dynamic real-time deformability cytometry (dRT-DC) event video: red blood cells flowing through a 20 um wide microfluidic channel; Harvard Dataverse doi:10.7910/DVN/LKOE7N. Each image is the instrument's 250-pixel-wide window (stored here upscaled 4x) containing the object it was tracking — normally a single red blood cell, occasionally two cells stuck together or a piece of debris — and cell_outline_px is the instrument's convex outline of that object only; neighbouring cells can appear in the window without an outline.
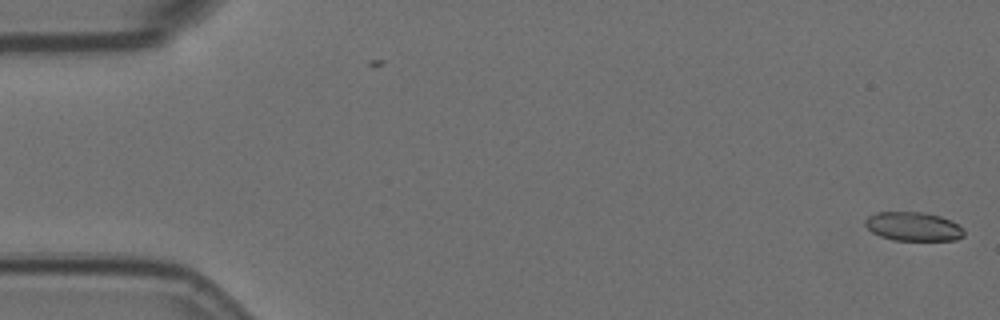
{"species": "Egyptian fruit bat (a non-hibernating species)", "species_latin": "Rousettus aegyptiacus", "temperature_condition": "room temperature", "stored_images_in_passage": 57, "camera_frame_rate_fps": 3000, "um_per_image_px": 0.085, "animal": {"sex": "female"}, "frame": {"image": 1, "passage_image": 1, "time_ms": 0.0, "image_size_px": [1000, 320], "cell_outline_px": [[964, 236], [956, 240], [892, 240], [880, 236], [872, 232], [864, 224], [864, 220], [868, 216], [876, 212], [920, 212], [940, 216], [964, 228]], "centroid_in_image_um": [77.6, 19.25], "position_along_channel_um": 7.4, "area_um2": 16.59}}
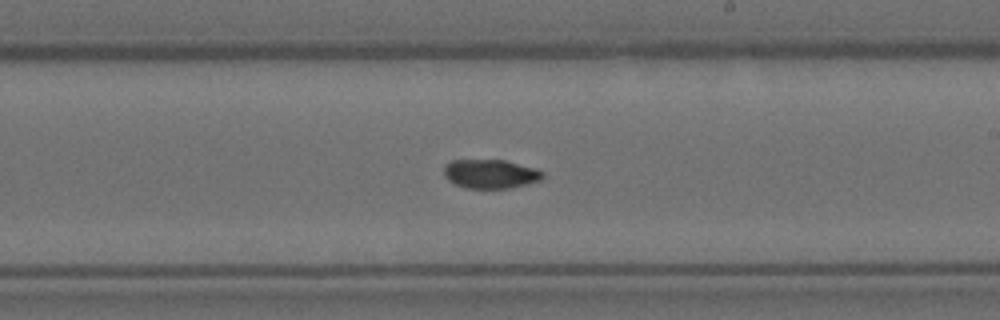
{"frame": {"image": 2, "passage_image": 33, "time_ms": 10.667, "image_size_px": [1000, 320], "cell_outline_px": [[544, 180], [508, 188], [464, 188], [448, 180], [444, 176], [444, 164], [452, 160], [504, 160], [536, 168], [544, 172]], "centroid_in_image_um": [41.7, 14.78], "position_along_channel_um": 247.3, "area_um2": 16.82}}
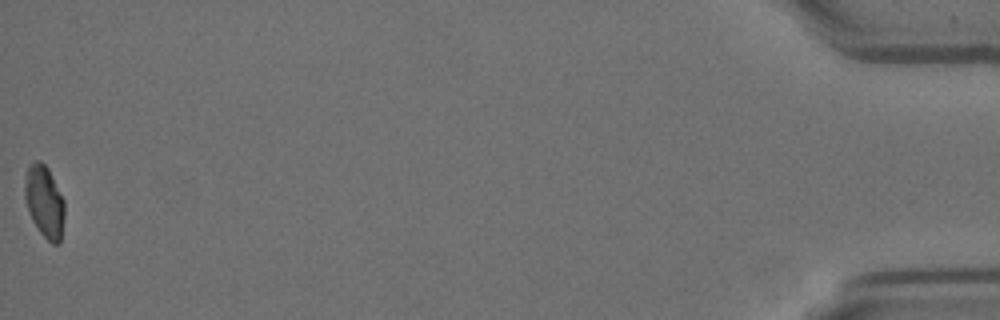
{"frame": {"image": 3, "passage_image": 57, "time_ms": 18.667, "image_size_px": [1000, 320], "cell_outline_px": [[64, 216], [60, 244], [52, 244], [40, 232], [32, 220], [24, 196], [24, 184], [28, 164], [36, 160], [40, 160], [48, 168], [64, 200]], "centroid_in_image_um": [3.77, 17.12], "position_along_channel_um": 431.4, "area_um2": 16.7}, "authors_computed_cell_mechanics": {"area_um2": 17.051, "velocity_mm_per_s": 3.5714, "shape_relaxation_time_tau1_ms": null, "shape_relaxation_time_tau2_ms": 1.6627, "deformation_change_tau1": null, "deformation_change_tau2": 0.0429}}